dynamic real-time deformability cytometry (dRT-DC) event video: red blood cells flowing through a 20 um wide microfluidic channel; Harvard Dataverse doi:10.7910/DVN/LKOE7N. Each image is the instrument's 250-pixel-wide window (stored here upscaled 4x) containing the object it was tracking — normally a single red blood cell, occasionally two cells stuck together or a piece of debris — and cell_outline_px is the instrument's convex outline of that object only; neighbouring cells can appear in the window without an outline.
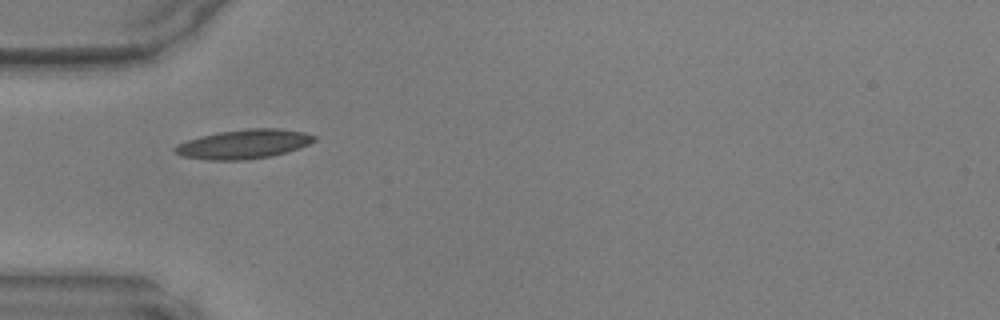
{"species": "common noctule bat (a hibernating species)", "species_latin": "Nyctalus noctula", "temperature_condition": "warm", "stored_images_in_passage": 33, "camera_frame_rate_fps": 3000, "um_per_image_px": 0.085, "animal": {"sex": "male", "body_mass_g": 17.9, "forearm_length_mm": 54.2}, "frame": {"image": 1, "passage_image": 1, "time_ms": 0.0, "image_size_px": [1000, 320], "cell_outline_px": [[316, 140], [308, 144], [284, 152], [268, 156], [244, 160], [208, 160], [184, 156], [176, 152], [172, 148], [176, 144], [200, 136], [220, 132], [248, 128], [276, 128], [304, 132], [316, 136]], "centroid_in_image_um": [20.69, 12.24], "position_along_channel_um": 64.3, "area_um2": 23.35}}
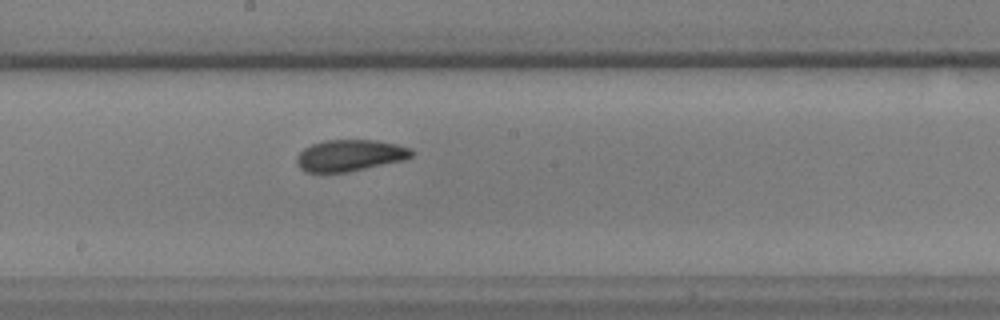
{"frame": {"image": 2, "passage_image": 12, "time_ms": 3.667, "image_size_px": [1000, 320], "cell_outline_px": [[416, 152], [412, 156], [404, 160], [348, 172], [304, 172], [296, 164], [296, 160], [300, 152], [304, 148], [312, 144], [324, 140], [376, 140], [396, 144], [412, 148]], "centroid_in_image_um": [29.76, 13.21], "position_along_channel_um": 218.4, "area_um2": 21.21}}
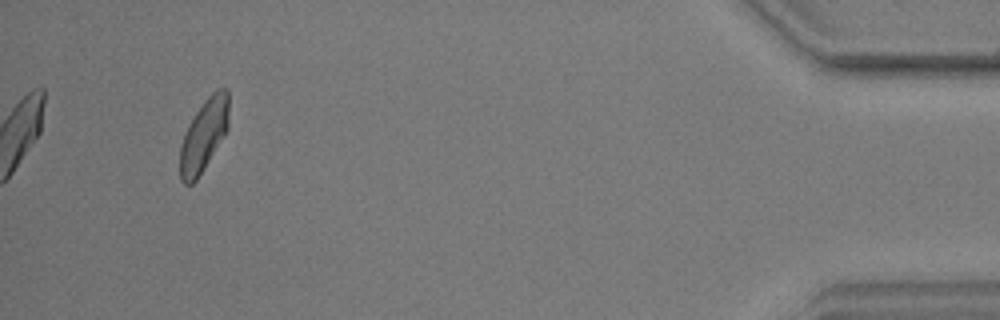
{"frame": {"image": 3, "passage_image": 31, "time_ms": 10.0, "image_size_px": [1000, 320], "cell_outline_px": [[228, 128], [196, 180], [192, 184], [184, 184], [180, 180], [180, 144], [184, 132], [188, 124], [204, 100], [216, 88], [228, 88]], "centroid_in_image_um": [17.3, 11.46], "position_along_channel_um": 417.9, "area_um2": 20.35}}